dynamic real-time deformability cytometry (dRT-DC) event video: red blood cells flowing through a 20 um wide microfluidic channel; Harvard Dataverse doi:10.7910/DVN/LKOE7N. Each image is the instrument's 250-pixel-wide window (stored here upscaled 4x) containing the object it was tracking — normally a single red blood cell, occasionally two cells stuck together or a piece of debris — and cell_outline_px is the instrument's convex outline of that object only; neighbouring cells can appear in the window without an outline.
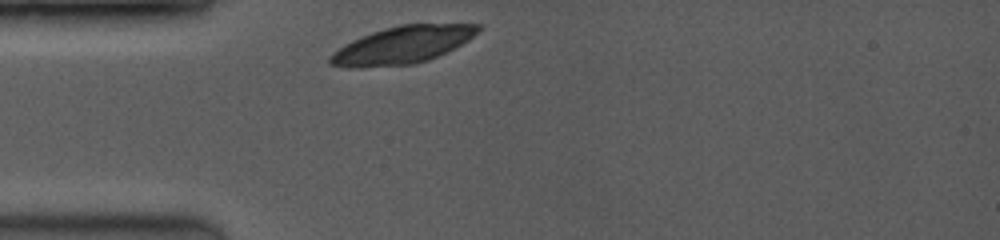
{"species": "common noctule bat (a hibernating species)", "species_latin": "Nyctalus noctula", "temperature_condition": "room temperature", "stored_images_in_passage": 2, "camera_frame_rate_fps": 3500, "um_per_image_px": 0.085, "animal": {"sex": "female", "body_mass_g": 19.0, "forearm_length_mm": 53.3}, "frame": {"image": 1, "passage_image": 1, "time_ms": 0.0, "image_size_px": [1000, 240], "cell_outline_px": [[480, 28], [468, 40], [428, 60], [412, 64], [360, 68], [352, 68], [328, 64], [328, 56], [332, 52], [344, 44], [352, 40], [372, 32], [384, 28], [400, 24], [480, 24]], "centroid_in_image_um": [34.12, 3.83], "position_along_channel_um": 50.9, "area_um2": 31.91}}